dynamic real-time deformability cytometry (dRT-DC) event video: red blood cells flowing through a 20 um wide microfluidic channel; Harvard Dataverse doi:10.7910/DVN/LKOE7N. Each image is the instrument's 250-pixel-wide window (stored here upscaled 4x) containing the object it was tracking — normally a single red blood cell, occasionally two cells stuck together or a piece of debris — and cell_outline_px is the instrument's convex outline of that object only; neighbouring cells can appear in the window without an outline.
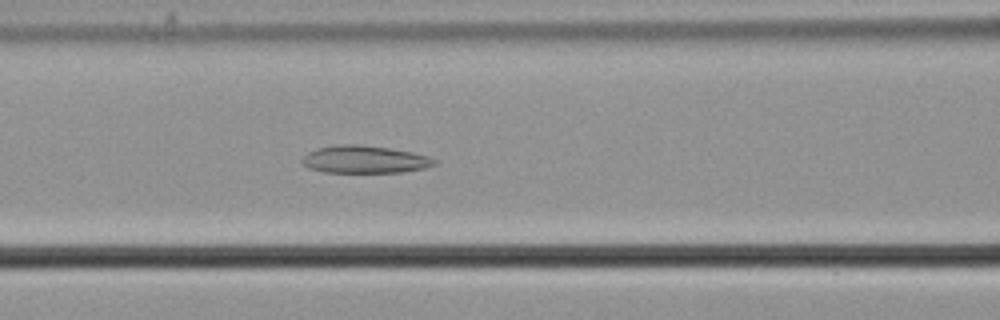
{"species": "common noctule bat (a hibernating species)", "species_latin": "Nyctalus noctula", "temperature_condition": "cold", "stored_images_in_passage": 56, "camera_frame_rate_fps": 3000, "um_per_image_px": 0.085, "animal": {"sex": "male", "body_mass_g": 21.5, "forearm_length_mm": 52.0}, "frame": {"image": 1, "passage_image": 24, "time_ms": 7.667, "image_size_px": [1000, 320], "cell_outline_px": [[436, 164], [424, 168], [400, 172], [324, 172], [308, 168], [300, 160], [308, 152], [316, 148], [340, 144], [356, 144], [388, 148], [412, 152], [428, 156], [436, 160]], "centroid_in_image_um": [30.96, 13.55], "position_along_channel_um": 135.6, "area_um2": 21.1}}
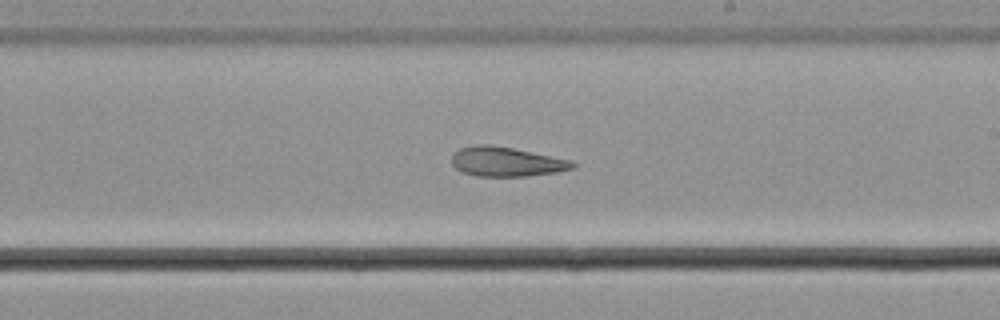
{"frame": {"image": 2, "passage_image": 33, "time_ms": 10.667, "image_size_px": [1000, 320], "cell_outline_px": [[576, 168], [556, 172], [524, 176], [476, 176], [464, 172], [456, 168], [452, 164], [452, 156], [460, 148], [476, 144], [484, 144], [512, 148], [568, 160], [576, 164]], "centroid_in_image_um": [43.01, 13.75], "position_along_channel_um": 246.0, "area_um2": 20.35}}
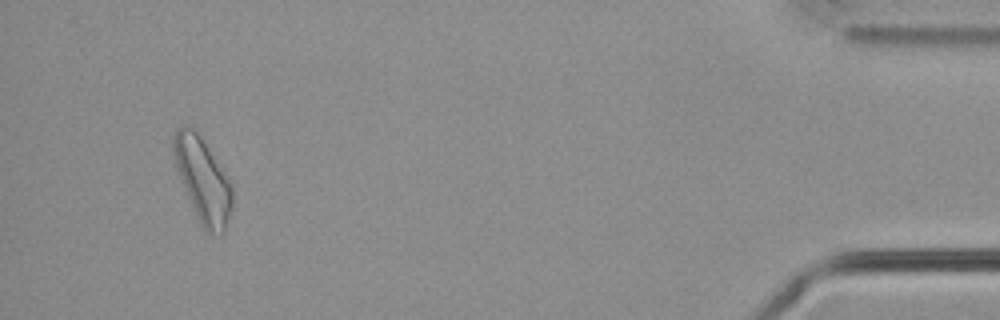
{"frame": {"image": 3, "passage_image": 53, "time_ms": 17.333, "image_size_px": [1000, 320], "cell_outline_px": [[232, 208], [224, 232], [220, 236], [212, 236], [200, 224], [188, 196], [176, 164], [172, 148], [172, 136], [176, 128], [180, 124], [184, 124], [192, 128], [200, 136], [228, 180], [232, 188]], "centroid_in_image_um": [17.22, 15.32], "position_along_channel_um": 418.0, "area_um2": 28.15}, "authors_computed_cell_mechanics": {"area_um2": 24.4205, "velocity_mm_per_s": 3.6881, "shape_relaxation_time_tau1_ms": null, "shape_relaxation_time_tau2_ms": 4.7499, "deformation_change_tau1": null, "deformation_change_tau2": 0.1411}}